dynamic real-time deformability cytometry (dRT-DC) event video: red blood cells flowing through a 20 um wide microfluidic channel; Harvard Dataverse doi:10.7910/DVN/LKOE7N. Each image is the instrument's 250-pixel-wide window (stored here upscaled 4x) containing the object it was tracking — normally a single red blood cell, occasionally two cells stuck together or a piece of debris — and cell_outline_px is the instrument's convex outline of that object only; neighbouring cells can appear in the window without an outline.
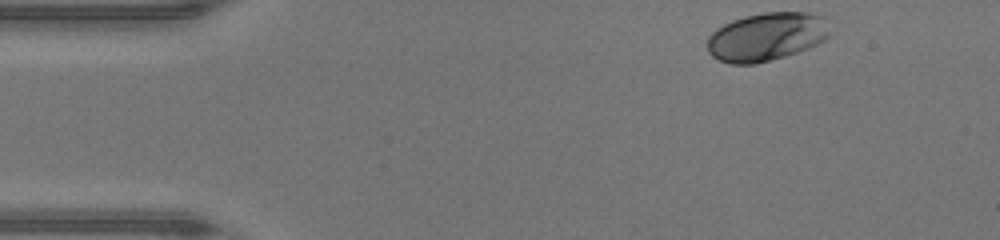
{"species": "human", "species_latin": "Homo sapiens", "temperature_condition": "warm", "stored_images_in_passage": 37, "camera_frame_rate_fps": 3000, "um_per_image_px": 0.085, "donor": {"sex": "male"}, "frame": {"image": 1, "passage_image": 1, "time_ms": 0.0, "image_size_px": [1000, 240], "cell_outline_px": [[828, 36], [824, 40], [808, 48], [784, 56], [756, 64], [732, 64], [720, 60], [712, 56], [708, 52], [708, 36], [716, 28], [732, 20], [744, 16], [764, 12], [808, 12], [824, 16], [828, 32]], "centroid_in_image_um": [65.12, 3.11], "position_along_channel_um": 19.9, "area_um2": 34.39}}
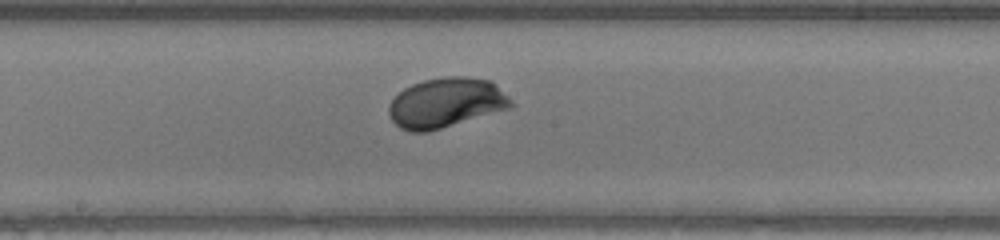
{"frame": {"image": 2, "passage_image": 20, "time_ms": 6.333, "image_size_px": [1000, 240], "cell_outline_px": [[516, 104], [512, 108], [428, 132], [412, 132], [400, 128], [392, 120], [388, 112], [388, 104], [404, 88], [412, 84], [424, 80], [444, 76], [468, 76], [492, 80]], "centroid_in_image_um": [37.95, 8.73], "position_along_channel_um": 210.3, "area_um2": 35.84}}
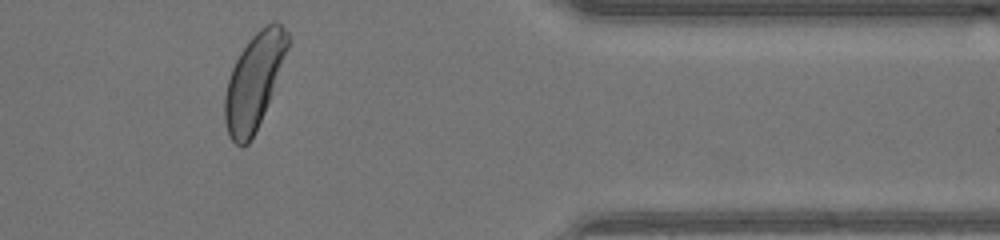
{"frame": {"image": 3, "passage_image": 34, "time_ms": 11.0, "image_size_px": [1000, 240], "cell_outline_px": [[288, 48], [264, 112], [248, 144], [236, 144], [232, 140], [228, 132], [224, 120], [224, 96], [228, 80], [232, 68], [240, 52], [248, 40], [264, 24], [272, 20], [276, 20], [288, 32]], "centroid_in_image_um": [21.58, 6.85], "position_along_channel_um": 389.8, "area_um2": 34.22}, "authors_computed_cell_mechanics": {"area_um2": 34.1598, "velocity_mm_per_s": 4.3897, "shape_relaxation_time_tau1_ms": 1.9528, "shape_relaxation_time_tau2_ms": null, "deformation_change_tau1": 0.1334, "deformation_change_tau2": null}}